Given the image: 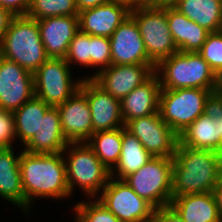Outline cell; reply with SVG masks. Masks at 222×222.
I'll return each mask as SVG.
<instances>
[{
  "label": "cell",
  "mask_w": 222,
  "mask_h": 222,
  "mask_svg": "<svg viewBox=\"0 0 222 222\" xmlns=\"http://www.w3.org/2000/svg\"><path fill=\"white\" fill-rule=\"evenodd\" d=\"M22 188L25 194V213H29L35 198H69L66 164L63 153L37 154L24 150L19 158Z\"/></svg>",
  "instance_id": "cell-1"
},
{
  "label": "cell",
  "mask_w": 222,
  "mask_h": 222,
  "mask_svg": "<svg viewBox=\"0 0 222 222\" xmlns=\"http://www.w3.org/2000/svg\"><path fill=\"white\" fill-rule=\"evenodd\" d=\"M220 179L216 151L177 145L172 166V198L212 192Z\"/></svg>",
  "instance_id": "cell-2"
},
{
  "label": "cell",
  "mask_w": 222,
  "mask_h": 222,
  "mask_svg": "<svg viewBox=\"0 0 222 222\" xmlns=\"http://www.w3.org/2000/svg\"><path fill=\"white\" fill-rule=\"evenodd\" d=\"M0 56L34 73L49 57L36 19L14 16L0 42Z\"/></svg>",
  "instance_id": "cell-3"
},
{
  "label": "cell",
  "mask_w": 222,
  "mask_h": 222,
  "mask_svg": "<svg viewBox=\"0 0 222 222\" xmlns=\"http://www.w3.org/2000/svg\"><path fill=\"white\" fill-rule=\"evenodd\" d=\"M62 153L70 195L74 193L77 185L87 197L97 198V194L101 193L109 182L111 170L99 160L86 142L68 143ZM64 153L68 157L64 156Z\"/></svg>",
  "instance_id": "cell-4"
},
{
  "label": "cell",
  "mask_w": 222,
  "mask_h": 222,
  "mask_svg": "<svg viewBox=\"0 0 222 222\" xmlns=\"http://www.w3.org/2000/svg\"><path fill=\"white\" fill-rule=\"evenodd\" d=\"M161 89L200 88L213 90L215 72L198 52H176L155 68Z\"/></svg>",
  "instance_id": "cell-5"
},
{
  "label": "cell",
  "mask_w": 222,
  "mask_h": 222,
  "mask_svg": "<svg viewBox=\"0 0 222 222\" xmlns=\"http://www.w3.org/2000/svg\"><path fill=\"white\" fill-rule=\"evenodd\" d=\"M214 101L213 90L161 89L159 112L162 120L179 136Z\"/></svg>",
  "instance_id": "cell-6"
},
{
  "label": "cell",
  "mask_w": 222,
  "mask_h": 222,
  "mask_svg": "<svg viewBox=\"0 0 222 222\" xmlns=\"http://www.w3.org/2000/svg\"><path fill=\"white\" fill-rule=\"evenodd\" d=\"M172 166L173 158L151 157L123 180L154 208L168 206L172 201Z\"/></svg>",
  "instance_id": "cell-7"
},
{
  "label": "cell",
  "mask_w": 222,
  "mask_h": 222,
  "mask_svg": "<svg viewBox=\"0 0 222 222\" xmlns=\"http://www.w3.org/2000/svg\"><path fill=\"white\" fill-rule=\"evenodd\" d=\"M145 44L149 60L157 66L163 59L178 52L167 21V7L147 4L131 10Z\"/></svg>",
  "instance_id": "cell-8"
},
{
  "label": "cell",
  "mask_w": 222,
  "mask_h": 222,
  "mask_svg": "<svg viewBox=\"0 0 222 222\" xmlns=\"http://www.w3.org/2000/svg\"><path fill=\"white\" fill-rule=\"evenodd\" d=\"M70 65L63 58H48L34 73L35 97L51 107L68 100L79 88L83 78L73 81Z\"/></svg>",
  "instance_id": "cell-9"
},
{
  "label": "cell",
  "mask_w": 222,
  "mask_h": 222,
  "mask_svg": "<svg viewBox=\"0 0 222 222\" xmlns=\"http://www.w3.org/2000/svg\"><path fill=\"white\" fill-rule=\"evenodd\" d=\"M97 197L121 222H149L155 209L124 180L112 177Z\"/></svg>",
  "instance_id": "cell-10"
},
{
  "label": "cell",
  "mask_w": 222,
  "mask_h": 222,
  "mask_svg": "<svg viewBox=\"0 0 222 222\" xmlns=\"http://www.w3.org/2000/svg\"><path fill=\"white\" fill-rule=\"evenodd\" d=\"M124 127L153 157H174L179 136L162 120L160 112L127 121Z\"/></svg>",
  "instance_id": "cell-11"
},
{
  "label": "cell",
  "mask_w": 222,
  "mask_h": 222,
  "mask_svg": "<svg viewBox=\"0 0 222 222\" xmlns=\"http://www.w3.org/2000/svg\"><path fill=\"white\" fill-rule=\"evenodd\" d=\"M34 96L33 73L0 56V109L14 112Z\"/></svg>",
  "instance_id": "cell-12"
},
{
  "label": "cell",
  "mask_w": 222,
  "mask_h": 222,
  "mask_svg": "<svg viewBox=\"0 0 222 222\" xmlns=\"http://www.w3.org/2000/svg\"><path fill=\"white\" fill-rule=\"evenodd\" d=\"M155 65H113L92 74V79L113 98L122 100L137 86L143 84L155 73Z\"/></svg>",
  "instance_id": "cell-13"
},
{
  "label": "cell",
  "mask_w": 222,
  "mask_h": 222,
  "mask_svg": "<svg viewBox=\"0 0 222 222\" xmlns=\"http://www.w3.org/2000/svg\"><path fill=\"white\" fill-rule=\"evenodd\" d=\"M111 64L154 65L148 58L145 44L135 19L129 15L110 36Z\"/></svg>",
  "instance_id": "cell-14"
},
{
  "label": "cell",
  "mask_w": 222,
  "mask_h": 222,
  "mask_svg": "<svg viewBox=\"0 0 222 222\" xmlns=\"http://www.w3.org/2000/svg\"><path fill=\"white\" fill-rule=\"evenodd\" d=\"M79 89L89 103L93 133L124 127L121 100L113 98L92 79L83 78Z\"/></svg>",
  "instance_id": "cell-15"
},
{
  "label": "cell",
  "mask_w": 222,
  "mask_h": 222,
  "mask_svg": "<svg viewBox=\"0 0 222 222\" xmlns=\"http://www.w3.org/2000/svg\"><path fill=\"white\" fill-rule=\"evenodd\" d=\"M56 107L67 142H87L93 134V125L86 95L78 89L68 100Z\"/></svg>",
  "instance_id": "cell-16"
},
{
  "label": "cell",
  "mask_w": 222,
  "mask_h": 222,
  "mask_svg": "<svg viewBox=\"0 0 222 222\" xmlns=\"http://www.w3.org/2000/svg\"><path fill=\"white\" fill-rule=\"evenodd\" d=\"M42 43L49 58H65L69 44L79 31L78 15L37 20Z\"/></svg>",
  "instance_id": "cell-17"
},
{
  "label": "cell",
  "mask_w": 222,
  "mask_h": 222,
  "mask_svg": "<svg viewBox=\"0 0 222 222\" xmlns=\"http://www.w3.org/2000/svg\"><path fill=\"white\" fill-rule=\"evenodd\" d=\"M124 5L110 1L78 12L79 30L94 36L108 37L130 15Z\"/></svg>",
  "instance_id": "cell-18"
},
{
  "label": "cell",
  "mask_w": 222,
  "mask_h": 222,
  "mask_svg": "<svg viewBox=\"0 0 222 222\" xmlns=\"http://www.w3.org/2000/svg\"><path fill=\"white\" fill-rule=\"evenodd\" d=\"M161 86L154 73L121 100L124 124L127 121L159 112Z\"/></svg>",
  "instance_id": "cell-19"
},
{
  "label": "cell",
  "mask_w": 222,
  "mask_h": 222,
  "mask_svg": "<svg viewBox=\"0 0 222 222\" xmlns=\"http://www.w3.org/2000/svg\"><path fill=\"white\" fill-rule=\"evenodd\" d=\"M68 142L62 132L57 107H50L40 119L39 131L24 145V151L37 154H58Z\"/></svg>",
  "instance_id": "cell-20"
},
{
  "label": "cell",
  "mask_w": 222,
  "mask_h": 222,
  "mask_svg": "<svg viewBox=\"0 0 222 222\" xmlns=\"http://www.w3.org/2000/svg\"><path fill=\"white\" fill-rule=\"evenodd\" d=\"M218 128L214 101L205 113L179 135L178 144L194 149L216 151L221 146Z\"/></svg>",
  "instance_id": "cell-21"
},
{
  "label": "cell",
  "mask_w": 222,
  "mask_h": 222,
  "mask_svg": "<svg viewBox=\"0 0 222 222\" xmlns=\"http://www.w3.org/2000/svg\"><path fill=\"white\" fill-rule=\"evenodd\" d=\"M170 206L184 222H222L212 192L173 197Z\"/></svg>",
  "instance_id": "cell-22"
},
{
  "label": "cell",
  "mask_w": 222,
  "mask_h": 222,
  "mask_svg": "<svg viewBox=\"0 0 222 222\" xmlns=\"http://www.w3.org/2000/svg\"><path fill=\"white\" fill-rule=\"evenodd\" d=\"M167 21L174 43L180 52H198L210 33L174 7H167Z\"/></svg>",
  "instance_id": "cell-23"
},
{
  "label": "cell",
  "mask_w": 222,
  "mask_h": 222,
  "mask_svg": "<svg viewBox=\"0 0 222 222\" xmlns=\"http://www.w3.org/2000/svg\"><path fill=\"white\" fill-rule=\"evenodd\" d=\"M13 148H0V197L10 201L25 213V194L22 188L19 155Z\"/></svg>",
  "instance_id": "cell-24"
},
{
  "label": "cell",
  "mask_w": 222,
  "mask_h": 222,
  "mask_svg": "<svg viewBox=\"0 0 222 222\" xmlns=\"http://www.w3.org/2000/svg\"><path fill=\"white\" fill-rule=\"evenodd\" d=\"M153 157L125 127H122V146L118 163L111 170V177L123 180L126 176L136 172ZM118 173V174H117ZM116 174V175H115Z\"/></svg>",
  "instance_id": "cell-25"
},
{
  "label": "cell",
  "mask_w": 222,
  "mask_h": 222,
  "mask_svg": "<svg viewBox=\"0 0 222 222\" xmlns=\"http://www.w3.org/2000/svg\"><path fill=\"white\" fill-rule=\"evenodd\" d=\"M220 0H180L174 8L211 32L222 28Z\"/></svg>",
  "instance_id": "cell-26"
},
{
  "label": "cell",
  "mask_w": 222,
  "mask_h": 222,
  "mask_svg": "<svg viewBox=\"0 0 222 222\" xmlns=\"http://www.w3.org/2000/svg\"><path fill=\"white\" fill-rule=\"evenodd\" d=\"M51 106L33 97L13 112L16 138L25 145L39 131L40 119Z\"/></svg>",
  "instance_id": "cell-27"
},
{
  "label": "cell",
  "mask_w": 222,
  "mask_h": 222,
  "mask_svg": "<svg viewBox=\"0 0 222 222\" xmlns=\"http://www.w3.org/2000/svg\"><path fill=\"white\" fill-rule=\"evenodd\" d=\"M99 160L112 170L118 163L122 146V127L93 133L86 142Z\"/></svg>",
  "instance_id": "cell-28"
},
{
  "label": "cell",
  "mask_w": 222,
  "mask_h": 222,
  "mask_svg": "<svg viewBox=\"0 0 222 222\" xmlns=\"http://www.w3.org/2000/svg\"><path fill=\"white\" fill-rule=\"evenodd\" d=\"M76 0H31L27 16L41 20L55 16L78 15Z\"/></svg>",
  "instance_id": "cell-29"
},
{
  "label": "cell",
  "mask_w": 222,
  "mask_h": 222,
  "mask_svg": "<svg viewBox=\"0 0 222 222\" xmlns=\"http://www.w3.org/2000/svg\"><path fill=\"white\" fill-rule=\"evenodd\" d=\"M97 200V201H96ZM76 222H121L98 199L74 204Z\"/></svg>",
  "instance_id": "cell-30"
},
{
  "label": "cell",
  "mask_w": 222,
  "mask_h": 222,
  "mask_svg": "<svg viewBox=\"0 0 222 222\" xmlns=\"http://www.w3.org/2000/svg\"><path fill=\"white\" fill-rule=\"evenodd\" d=\"M65 61L70 65L74 62L82 66H91V35L78 31L71 40Z\"/></svg>",
  "instance_id": "cell-31"
},
{
  "label": "cell",
  "mask_w": 222,
  "mask_h": 222,
  "mask_svg": "<svg viewBox=\"0 0 222 222\" xmlns=\"http://www.w3.org/2000/svg\"><path fill=\"white\" fill-rule=\"evenodd\" d=\"M198 54L210 65L216 73L222 68V34L211 32Z\"/></svg>",
  "instance_id": "cell-32"
},
{
  "label": "cell",
  "mask_w": 222,
  "mask_h": 222,
  "mask_svg": "<svg viewBox=\"0 0 222 222\" xmlns=\"http://www.w3.org/2000/svg\"><path fill=\"white\" fill-rule=\"evenodd\" d=\"M111 65V47L108 37L91 35V67H98L95 73Z\"/></svg>",
  "instance_id": "cell-33"
},
{
  "label": "cell",
  "mask_w": 222,
  "mask_h": 222,
  "mask_svg": "<svg viewBox=\"0 0 222 222\" xmlns=\"http://www.w3.org/2000/svg\"><path fill=\"white\" fill-rule=\"evenodd\" d=\"M15 137L13 112L0 109V148H12Z\"/></svg>",
  "instance_id": "cell-34"
},
{
  "label": "cell",
  "mask_w": 222,
  "mask_h": 222,
  "mask_svg": "<svg viewBox=\"0 0 222 222\" xmlns=\"http://www.w3.org/2000/svg\"><path fill=\"white\" fill-rule=\"evenodd\" d=\"M149 222H184L179 214L170 206L155 208Z\"/></svg>",
  "instance_id": "cell-35"
},
{
  "label": "cell",
  "mask_w": 222,
  "mask_h": 222,
  "mask_svg": "<svg viewBox=\"0 0 222 222\" xmlns=\"http://www.w3.org/2000/svg\"><path fill=\"white\" fill-rule=\"evenodd\" d=\"M31 0H0V6L9 10L14 16L26 15Z\"/></svg>",
  "instance_id": "cell-36"
},
{
  "label": "cell",
  "mask_w": 222,
  "mask_h": 222,
  "mask_svg": "<svg viewBox=\"0 0 222 222\" xmlns=\"http://www.w3.org/2000/svg\"><path fill=\"white\" fill-rule=\"evenodd\" d=\"M14 15L7 9L0 6V42L8 30L9 24Z\"/></svg>",
  "instance_id": "cell-37"
},
{
  "label": "cell",
  "mask_w": 222,
  "mask_h": 222,
  "mask_svg": "<svg viewBox=\"0 0 222 222\" xmlns=\"http://www.w3.org/2000/svg\"><path fill=\"white\" fill-rule=\"evenodd\" d=\"M213 95L216 101H222V68L215 73Z\"/></svg>",
  "instance_id": "cell-38"
},
{
  "label": "cell",
  "mask_w": 222,
  "mask_h": 222,
  "mask_svg": "<svg viewBox=\"0 0 222 222\" xmlns=\"http://www.w3.org/2000/svg\"><path fill=\"white\" fill-rule=\"evenodd\" d=\"M111 1L116 2L117 4L124 5L130 11L149 4L147 0H111Z\"/></svg>",
  "instance_id": "cell-39"
},
{
  "label": "cell",
  "mask_w": 222,
  "mask_h": 222,
  "mask_svg": "<svg viewBox=\"0 0 222 222\" xmlns=\"http://www.w3.org/2000/svg\"><path fill=\"white\" fill-rule=\"evenodd\" d=\"M111 0H76L77 9L81 11L86 8L96 7L110 2Z\"/></svg>",
  "instance_id": "cell-40"
},
{
  "label": "cell",
  "mask_w": 222,
  "mask_h": 222,
  "mask_svg": "<svg viewBox=\"0 0 222 222\" xmlns=\"http://www.w3.org/2000/svg\"><path fill=\"white\" fill-rule=\"evenodd\" d=\"M212 194H213L215 203L218 206L221 220H222V178L220 179V181L217 183V185L212 190Z\"/></svg>",
  "instance_id": "cell-41"
},
{
  "label": "cell",
  "mask_w": 222,
  "mask_h": 222,
  "mask_svg": "<svg viewBox=\"0 0 222 222\" xmlns=\"http://www.w3.org/2000/svg\"><path fill=\"white\" fill-rule=\"evenodd\" d=\"M215 118L219 126V138L221 139L222 145V101L215 100Z\"/></svg>",
  "instance_id": "cell-42"
},
{
  "label": "cell",
  "mask_w": 222,
  "mask_h": 222,
  "mask_svg": "<svg viewBox=\"0 0 222 222\" xmlns=\"http://www.w3.org/2000/svg\"><path fill=\"white\" fill-rule=\"evenodd\" d=\"M180 0H152L150 4L159 7H174Z\"/></svg>",
  "instance_id": "cell-43"
},
{
  "label": "cell",
  "mask_w": 222,
  "mask_h": 222,
  "mask_svg": "<svg viewBox=\"0 0 222 222\" xmlns=\"http://www.w3.org/2000/svg\"><path fill=\"white\" fill-rule=\"evenodd\" d=\"M217 158H218V167L220 176L222 178V145L216 150Z\"/></svg>",
  "instance_id": "cell-44"
},
{
  "label": "cell",
  "mask_w": 222,
  "mask_h": 222,
  "mask_svg": "<svg viewBox=\"0 0 222 222\" xmlns=\"http://www.w3.org/2000/svg\"><path fill=\"white\" fill-rule=\"evenodd\" d=\"M220 7H221V13H222V0H220Z\"/></svg>",
  "instance_id": "cell-45"
}]
</instances>
